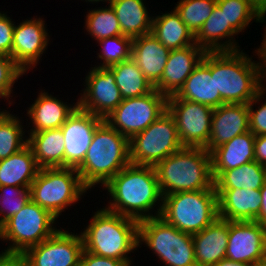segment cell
Masks as SVG:
<instances>
[{
    "instance_id": "24",
    "label": "cell",
    "mask_w": 266,
    "mask_h": 266,
    "mask_svg": "<svg viewBox=\"0 0 266 266\" xmlns=\"http://www.w3.org/2000/svg\"><path fill=\"white\" fill-rule=\"evenodd\" d=\"M229 237V221L217 218L202 231L193 234L197 266H213L225 258Z\"/></svg>"
},
{
    "instance_id": "34",
    "label": "cell",
    "mask_w": 266,
    "mask_h": 266,
    "mask_svg": "<svg viewBox=\"0 0 266 266\" xmlns=\"http://www.w3.org/2000/svg\"><path fill=\"white\" fill-rule=\"evenodd\" d=\"M106 7V8H105ZM89 10L86 14L85 29L94 40L122 35L114 9L109 5Z\"/></svg>"
},
{
    "instance_id": "21",
    "label": "cell",
    "mask_w": 266,
    "mask_h": 266,
    "mask_svg": "<svg viewBox=\"0 0 266 266\" xmlns=\"http://www.w3.org/2000/svg\"><path fill=\"white\" fill-rule=\"evenodd\" d=\"M218 216L228 221H256L261 209L260 190L215 189Z\"/></svg>"
},
{
    "instance_id": "49",
    "label": "cell",
    "mask_w": 266,
    "mask_h": 266,
    "mask_svg": "<svg viewBox=\"0 0 266 266\" xmlns=\"http://www.w3.org/2000/svg\"><path fill=\"white\" fill-rule=\"evenodd\" d=\"M86 2H90V3H97V2H108L109 4L108 5H110V3L113 1V0H85Z\"/></svg>"
},
{
    "instance_id": "48",
    "label": "cell",
    "mask_w": 266,
    "mask_h": 266,
    "mask_svg": "<svg viewBox=\"0 0 266 266\" xmlns=\"http://www.w3.org/2000/svg\"><path fill=\"white\" fill-rule=\"evenodd\" d=\"M251 4L260 15H266V0H251Z\"/></svg>"
},
{
    "instance_id": "41",
    "label": "cell",
    "mask_w": 266,
    "mask_h": 266,
    "mask_svg": "<svg viewBox=\"0 0 266 266\" xmlns=\"http://www.w3.org/2000/svg\"><path fill=\"white\" fill-rule=\"evenodd\" d=\"M14 23L6 13L0 12V55L12 57Z\"/></svg>"
},
{
    "instance_id": "6",
    "label": "cell",
    "mask_w": 266,
    "mask_h": 266,
    "mask_svg": "<svg viewBox=\"0 0 266 266\" xmlns=\"http://www.w3.org/2000/svg\"><path fill=\"white\" fill-rule=\"evenodd\" d=\"M160 217L182 232L193 235L202 231L219 217L215 187L163 196Z\"/></svg>"
},
{
    "instance_id": "8",
    "label": "cell",
    "mask_w": 266,
    "mask_h": 266,
    "mask_svg": "<svg viewBox=\"0 0 266 266\" xmlns=\"http://www.w3.org/2000/svg\"><path fill=\"white\" fill-rule=\"evenodd\" d=\"M139 247L144 243L165 266H197L192 234L178 230L160 216L138 223Z\"/></svg>"
},
{
    "instance_id": "12",
    "label": "cell",
    "mask_w": 266,
    "mask_h": 266,
    "mask_svg": "<svg viewBox=\"0 0 266 266\" xmlns=\"http://www.w3.org/2000/svg\"><path fill=\"white\" fill-rule=\"evenodd\" d=\"M167 110L174 117L179 139L184 147L205 148L208 144L213 108L179 99L175 95L168 97Z\"/></svg>"
},
{
    "instance_id": "23",
    "label": "cell",
    "mask_w": 266,
    "mask_h": 266,
    "mask_svg": "<svg viewBox=\"0 0 266 266\" xmlns=\"http://www.w3.org/2000/svg\"><path fill=\"white\" fill-rule=\"evenodd\" d=\"M170 50L151 33L134 38L131 58L153 87L160 81Z\"/></svg>"
},
{
    "instance_id": "39",
    "label": "cell",
    "mask_w": 266,
    "mask_h": 266,
    "mask_svg": "<svg viewBox=\"0 0 266 266\" xmlns=\"http://www.w3.org/2000/svg\"><path fill=\"white\" fill-rule=\"evenodd\" d=\"M25 72L14 62L12 57L0 55V97L6 99L9 105H12L11 100H8L13 92V86L19 77Z\"/></svg>"
},
{
    "instance_id": "29",
    "label": "cell",
    "mask_w": 266,
    "mask_h": 266,
    "mask_svg": "<svg viewBox=\"0 0 266 266\" xmlns=\"http://www.w3.org/2000/svg\"><path fill=\"white\" fill-rule=\"evenodd\" d=\"M153 16L151 34L169 50L181 49L195 43V35L175 11Z\"/></svg>"
},
{
    "instance_id": "27",
    "label": "cell",
    "mask_w": 266,
    "mask_h": 266,
    "mask_svg": "<svg viewBox=\"0 0 266 266\" xmlns=\"http://www.w3.org/2000/svg\"><path fill=\"white\" fill-rule=\"evenodd\" d=\"M39 170L33 151L27 144L20 151L0 160V186H22L30 189Z\"/></svg>"
},
{
    "instance_id": "3",
    "label": "cell",
    "mask_w": 266,
    "mask_h": 266,
    "mask_svg": "<svg viewBox=\"0 0 266 266\" xmlns=\"http://www.w3.org/2000/svg\"><path fill=\"white\" fill-rule=\"evenodd\" d=\"M90 223L80 232L84 250L101 257L113 258L132 264L131 256L139 247L138 221L105 207L98 209Z\"/></svg>"
},
{
    "instance_id": "46",
    "label": "cell",
    "mask_w": 266,
    "mask_h": 266,
    "mask_svg": "<svg viewBox=\"0 0 266 266\" xmlns=\"http://www.w3.org/2000/svg\"><path fill=\"white\" fill-rule=\"evenodd\" d=\"M261 193V209L259 216L256 218V222L260 223L263 227H266V181L260 189Z\"/></svg>"
},
{
    "instance_id": "9",
    "label": "cell",
    "mask_w": 266,
    "mask_h": 266,
    "mask_svg": "<svg viewBox=\"0 0 266 266\" xmlns=\"http://www.w3.org/2000/svg\"><path fill=\"white\" fill-rule=\"evenodd\" d=\"M57 218L30 200L0 226V239L9 241L5 254H22L26 249L50 238L58 229Z\"/></svg>"
},
{
    "instance_id": "28",
    "label": "cell",
    "mask_w": 266,
    "mask_h": 266,
    "mask_svg": "<svg viewBox=\"0 0 266 266\" xmlns=\"http://www.w3.org/2000/svg\"><path fill=\"white\" fill-rule=\"evenodd\" d=\"M27 133L28 145L40 169L64 167L65 144L61 128Z\"/></svg>"
},
{
    "instance_id": "26",
    "label": "cell",
    "mask_w": 266,
    "mask_h": 266,
    "mask_svg": "<svg viewBox=\"0 0 266 266\" xmlns=\"http://www.w3.org/2000/svg\"><path fill=\"white\" fill-rule=\"evenodd\" d=\"M255 135L245 132L211 152L212 176L215 180L223 171L255 161Z\"/></svg>"
},
{
    "instance_id": "2",
    "label": "cell",
    "mask_w": 266,
    "mask_h": 266,
    "mask_svg": "<svg viewBox=\"0 0 266 266\" xmlns=\"http://www.w3.org/2000/svg\"><path fill=\"white\" fill-rule=\"evenodd\" d=\"M243 50L211 52V75L223 104H248L266 82L257 61Z\"/></svg>"
},
{
    "instance_id": "42",
    "label": "cell",
    "mask_w": 266,
    "mask_h": 266,
    "mask_svg": "<svg viewBox=\"0 0 266 266\" xmlns=\"http://www.w3.org/2000/svg\"><path fill=\"white\" fill-rule=\"evenodd\" d=\"M80 266H129L125 261L94 255L82 251Z\"/></svg>"
},
{
    "instance_id": "19",
    "label": "cell",
    "mask_w": 266,
    "mask_h": 266,
    "mask_svg": "<svg viewBox=\"0 0 266 266\" xmlns=\"http://www.w3.org/2000/svg\"><path fill=\"white\" fill-rule=\"evenodd\" d=\"M250 131L247 104H222L213 110L211 133L205 149L212 152L237 135Z\"/></svg>"
},
{
    "instance_id": "44",
    "label": "cell",
    "mask_w": 266,
    "mask_h": 266,
    "mask_svg": "<svg viewBox=\"0 0 266 266\" xmlns=\"http://www.w3.org/2000/svg\"><path fill=\"white\" fill-rule=\"evenodd\" d=\"M0 266H26L21 254L0 253Z\"/></svg>"
},
{
    "instance_id": "5",
    "label": "cell",
    "mask_w": 266,
    "mask_h": 266,
    "mask_svg": "<svg viewBox=\"0 0 266 266\" xmlns=\"http://www.w3.org/2000/svg\"><path fill=\"white\" fill-rule=\"evenodd\" d=\"M162 195L211 189V153L205 148L183 147L154 166Z\"/></svg>"
},
{
    "instance_id": "22",
    "label": "cell",
    "mask_w": 266,
    "mask_h": 266,
    "mask_svg": "<svg viewBox=\"0 0 266 266\" xmlns=\"http://www.w3.org/2000/svg\"><path fill=\"white\" fill-rule=\"evenodd\" d=\"M67 103L42 90L27 110V116L31 118L29 125H32L27 132L60 128L78 107V102Z\"/></svg>"
},
{
    "instance_id": "10",
    "label": "cell",
    "mask_w": 266,
    "mask_h": 266,
    "mask_svg": "<svg viewBox=\"0 0 266 266\" xmlns=\"http://www.w3.org/2000/svg\"><path fill=\"white\" fill-rule=\"evenodd\" d=\"M130 163L155 166L182 145L174 117L167 110L142 132L129 140Z\"/></svg>"
},
{
    "instance_id": "7",
    "label": "cell",
    "mask_w": 266,
    "mask_h": 266,
    "mask_svg": "<svg viewBox=\"0 0 266 266\" xmlns=\"http://www.w3.org/2000/svg\"><path fill=\"white\" fill-rule=\"evenodd\" d=\"M89 191L76 168H42L31 183V200L58 219Z\"/></svg>"
},
{
    "instance_id": "36",
    "label": "cell",
    "mask_w": 266,
    "mask_h": 266,
    "mask_svg": "<svg viewBox=\"0 0 266 266\" xmlns=\"http://www.w3.org/2000/svg\"><path fill=\"white\" fill-rule=\"evenodd\" d=\"M216 4L217 0H179L174 9L184 24L196 35Z\"/></svg>"
},
{
    "instance_id": "51",
    "label": "cell",
    "mask_w": 266,
    "mask_h": 266,
    "mask_svg": "<svg viewBox=\"0 0 266 266\" xmlns=\"http://www.w3.org/2000/svg\"><path fill=\"white\" fill-rule=\"evenodd\" d=\"M254 266H266V262L262 264L254 265Z\"/></svg>"
},
{
    "instance_id": "47",
    "label": "cell",
    "mask_w": 266,
    "mask_h": 266,
    "mask_svg": "<svg viewBox=\"0 0 266 266\" xmlns=\"http://www.w3.org/2000/svg\"><path fill=\"white\" fill-rule=\"evenodd\" d=\"M213 266H254V265L244 262H236L225 257L222 260L218 261Z\"/></svg>"
},
{
    "instance_id": "25",
    "label": "cell",
    "mask_w": 266,
    "mask_h": 266,
    "mask_svg": "<svg viewBox=\"0 0 266 266\" xmlns=\"http://www.w3.org/2000/svg\"><path fill=\"white\" fill-rule=\"evenodd\" d=\"M238 34L239 33L227 23L224 12H221L220 7L216 4L210 17L204 22L202 28L195 35V43L205 52L241 50L234 38V36L236 37Z\"/></svg>"
},
{
    "instance_id": "17",
    "label": "cell",
    "mask_w": 266,
    "mask_h": 266,
    "mask_svg": "<svg viewBox=\"0 0 266 266\" xmlns=\"http://www.w3.org/2000/svg\"><path fill=\"white\" fill-rule=\"evenodd\" d=\"M44 18H29L15 24L13 33L12 59L27 73L37 66L48 48L50 36Z\"/></svg>"
},
{
    "instance_id": "20",
    "label": "cell",
    "mask_w": 266,
    "mask_h": 266,
    "mask_svg": "<svg viewBox=\"0 0 266 266\" xmlns=\"http://www.w3.org/2000/svg\"><path fill=\"white\" fill-rule=\"evenodd\" d=\"M175 96L213 109L223 104L220 94H216L215 75H211V52H205Z\"/></svg>"
},
{
    "instance_id": "13",
    "label": "cell",
    "mask_w": 266,
    "mask_h": 266,
    "mask_svg": "<svg viewBox=\"0 0 266 266\" xmlns=\"http://www.w3.org/2000/svg\"><path fill=\"white\" fill-rule=\"evenodd\" d=\"M61 229L21 254L26 266H80L84 250L81 234Z\"/></svg>"
},
{
    "instance_id": "43",
    "label": "cell",
    "mask_w": 266,
    "mask_h": 266,
    "mask_svg": "<svg viewBox=\"0 0 266 266\" xmlns=\"http://www.w3.org/2000/svg\"><path fill=\"white\" fill-rule=\"evenodd\" d=\"M255 161L266 167V135L255 136Z\"/></svg>"
},
{
    "instance_id": "15",
    "label": "cell",
    "mask_w": 266,
    "mask_h": 266,
    "mask_svg": "<svg viewBox=\"0 0 266 266\" xmlns=\"http://www.w3.org/2000/svg\"><path fill=\"white\" fill-rule=\"evenodd\" d=\"M226 258L258 265L266 262V227L256 221H229Z\"/></svg>"
},
{
    "instance_id": "45",
    "label": "cell",
    "mask_w": 266,
    "mask_h": 266,
    "mask_svg": "<svg viewBox=\"0 0 266 266\" xmlns=\"http://www.w3.org/2000/svg\"><path fill=\"white\" fill-rule=\"evenodd\" d=\"M264 33L265 34H263V40L261 42V46L257 50H255V53L257 54L256 56H258V58H259L258 63L261 66L262 75L266 80V27H265Z\"/></svg>"
},
{
    "instance_id": "38",
    "label": "cell",
    "mask_w": 266,
    "mask_h": 266,
    "mask_svg": "<svg viewBox=\"0 0 266 266\" xmlns=\"http://www.w3.org/2000/svg\"><path fill=\"white\" fill-rule=\"evenodd\" d=\"M31 200L28 187L0 186V226Z\"/></svg>"
},
{
    "instance_id": "35",
    "label": "cell",
    "mask_w": 266,
    "mask_h": 266,
    "mask_svg": "<svg viewBox=\"0 0 266 266\" xmlns=\"http://www.w3.org/2000/svg\"><path fill=\"white\" fill-rule=\"evenodd\" d=\"M217 5L221 12H224L227 23H229L238 33L244 32L249 23H266V16L252 6L251 0H217Z\"/></svg>"
},
{
    "instance_id": "11",
    "label": "cell",
    "mask_w": 266,
    "mask_h": 266,
    "mask_svg": "<svg viewBox=\"0 0 266 266\" xmlns=\"http://www.w3.org/2000/svg\"><path fill=\"white\" fill-rule=\"evenodd\" d=\"M167 99L154 88L144 96L123 99L104 120L130 140L167 111Z\"/></svg>"
},
{
    "instance_id": "18",
    "label": "cell",
    "mask_w": 266,
    "mask_h": 266,
    "mask_svg": "<svg viewBox=\"0 0 266 266\" xmlns=\"http://www.w3.org/2000/svg\"><path fill=\"white\" fill-rule=\"evenodd\" d=\"M204 54L197 44L170 50L163 75L154 88L167 98L176 95Z\"/></svg>"
},
{
    "instance_id": "40",
    "label": "cell",
    "mask_w": 266,
    "mask_h": 266,
    "mask_svg": "<svg viewBox=\"0 0 266 266\" xmlns=\"http://www.w3.org/2000/svg\"><path fill=\"white\" fill-rule=\"evenodd\" d=\"M266 86L247 104L249 110L250 131L255 136L266 135V99L263 103H259L264 99ZM259 103L256 109L254 105ZM261 104V105H260Z\"/></svg>"
},
{
    "instance_id": "32",
    "label": "cell",
    "mask_w": 266,
    "mask_h": 266,
    "mask_svg": "<svg viewBox=\"0 0 266 266\" xmlns=\"http://www.w3.org/2000/svg\"><path fill=\"white\" fill-rule=\"evenodd\" d=\"M108 68L114 73L115 83L123 99L141 97L154 89L132 58Z\"/></svg>"
},
{
    "instance_id": "33",
    "label": "cell",
    "mask_w": 266,
    "mask_h": 266,
    "mask_svg": "<svg viewBox=\"0 0 266 266\" xmlns=\"http://www.w3.org/2000/svg\"><path fill=\"white\" fill-rule=\"evenodd\" d=\"M21 121L19 116L10 114V111L0 117V160L8 158L28 144Z\"/></svg>"
},
{
    "instance_id": "37",
    "label": "cell",
    "mask_w": 266,
    "mask_h": 266,
    "mask_svg": "<svg viewBox=\"0 0 266 266\" xmlns=\"http://www.w3.org/2000/svg\"><path fill=\"white\" fill-rule=\"evenodd\" d=\"M133 39L124 35L105 38L97 41L101 45L100 53L97 58H100L102 63L95 67L107 68L114 64L131 59Z\"/></svg>"
},
{
    "instance_id": "14",
    "label": "cell",
    "mask_w": 266,
    "mask_h": 266,
    "mask_svg": "<svg viewBox=\"0 0 266 266\" xmlns=\"http://www.w3.org/2000/svg\"><path fill=\"white\" fill-rule=\"evenodd\" d=\"M84 81L78 107L106 119L123 100L114 73L108 67H91Z\"/></svg>"
},
{
    "instance_id": "16",
    "label": "cell",
    "mask_w": 266,
    "mask_h": 266,
    "mask_svg": "<svg viewBox=\"0 0 266 266\" xmlns=\"http://www.w3.org/2000/svg\"><path fill=\"white\" fill-rule=\"evenodd\" d=\"M105 120L79 107L60 127L64 137V167L77 168L84 160L95 130Z\"/></svg>"
},
{
    "instance_id": "1",
    "label": "cell",
    "mask_w": 266,
    "mask_h": 266,
    "mask_svg": "<svg viewBox=\"0 0 266 266\" xmlns=\"http://www.w3.org/2000/svg\"><path fill=\"white\" fill-rule=\"evenodd\" d=\"M104 187L111 196L105 208L111 212L138 222L161 214L163 195L153 166L130 163ZM156 205L158 208L154 210Z\"/></svg>"
},
{
    "instance_id": "50",
    "label": "cell",
    "mask_w": 266,
    "mask_h": 266,
    "mask_svg": "<svg viewBox=\"0 0 266 266\" xmlns=\"http://www.w3.org/2000/svg\"><path fill=\"white\" fill-rule=\"evenodd\" d=\"M0 98H1V97H0ZM6 111H7V110H4V109H3V111L0 110V117H1Z\"/></svg>"
},
{
    "instance_id": "30",
    "label": "cell",
    "mask_w": 266,
    "mask_h": 266,
    "mask_svg": "<svg viewBox=\"0 0 266 266\" xmlns=\"http://www.w3.org/2000/svg\"><path fill=\"white\" fill-rule=\"evenodd\" d=\"M144 0H113L110 5L119 21L122 35L132 39L151 33L153 16Z\"/></svg>"
},
{
    "instance_id": "31",
    "label": "cell",
    "mask_w": 266,
    "mask_h": 266,
    "mask_svg": "<svg viewBox=\"0 0 266 266\" xmlns=\"http://www.w3.org/2000/svg\"><path fill=\"white\" fill-rule=\"evenodd\" d=\"M266 181V167L256 161L223 171L215 180V189L260 190Z\"/></svg>"
},
{
    "instance_id": "4",
    "label": "cell",
    "mask_w": 266,
    "mask_h": 266,
    "mask_svg": "<svg viewBox=\"0 0 266 266\" xmlns=\"http://www.w3.org/2000/svg\"><path fill=\"white\" fill-rule=\"evenodd\" d=\"M129 164V139L104 121L95 130L85 158L76 170L90 190L96 184L104 187Z\"/></svg>"
}]
</instances>
